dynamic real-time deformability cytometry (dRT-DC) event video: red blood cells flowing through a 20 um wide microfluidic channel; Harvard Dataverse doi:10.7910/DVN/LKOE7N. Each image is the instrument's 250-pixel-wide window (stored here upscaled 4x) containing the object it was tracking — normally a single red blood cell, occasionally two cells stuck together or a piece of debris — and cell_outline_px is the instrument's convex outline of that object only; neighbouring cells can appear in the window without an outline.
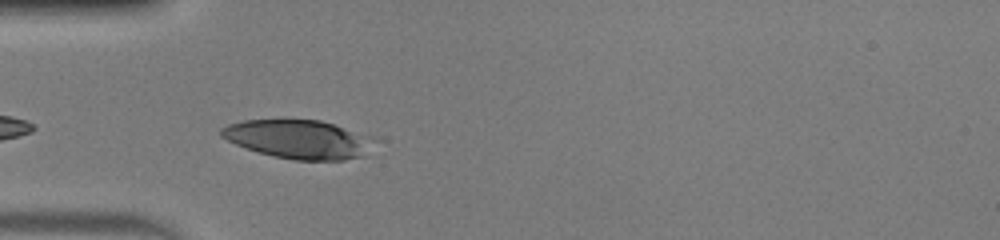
{"species": "human", "species_latin": "Homo sapiens", "temperature_condition": "warm", "stored_images_in_passage": 8, "camera_frame_rate_fps": 3000, "um_per_image_px": 0.085, "donor": {"sex": "male"}, "frame": {"image": 1, "passage_image": 2, "time_ms": 0.333, "image_size_px": [1000, 240], "cell_outline_px": [[380, 140], [364, 156], [344, 160], [296, 160], [272, 156], [236, 144], [220, 136], [220, 128], [228, 124], [244, 120], [320, 120], [380, 136]], "centroid_in_image_um": [25.54, 11.83], "position_along_channel_um": 59.5, "area_um2": 35.26}}
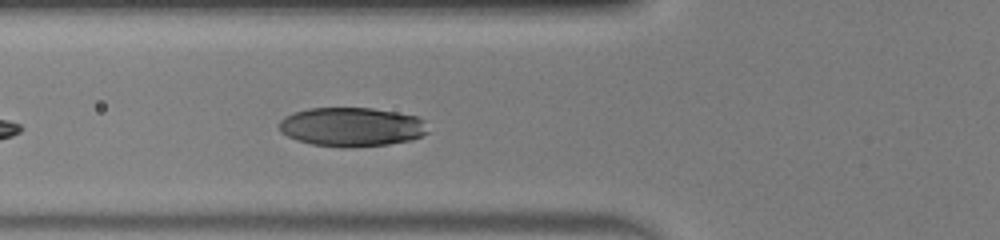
{"frame": {"image": 2, "passage_image": 5, "time_ms": 1.333, "image_size_px": [1000, 240], "cell_outline_px": [[428, 132], [412, 140], [388, 144], [348, 148], [344, 148], [312, 144], [296, 140], [280, 132], [280, 120], [284, 116], [308, 108], [372, 108], [396, 112], [416, 116], [424, 120]], "centroid_in_image_um": [29.89, 10.79], "position_along_channel_um": 95.9, "area_um2": 33.93}}